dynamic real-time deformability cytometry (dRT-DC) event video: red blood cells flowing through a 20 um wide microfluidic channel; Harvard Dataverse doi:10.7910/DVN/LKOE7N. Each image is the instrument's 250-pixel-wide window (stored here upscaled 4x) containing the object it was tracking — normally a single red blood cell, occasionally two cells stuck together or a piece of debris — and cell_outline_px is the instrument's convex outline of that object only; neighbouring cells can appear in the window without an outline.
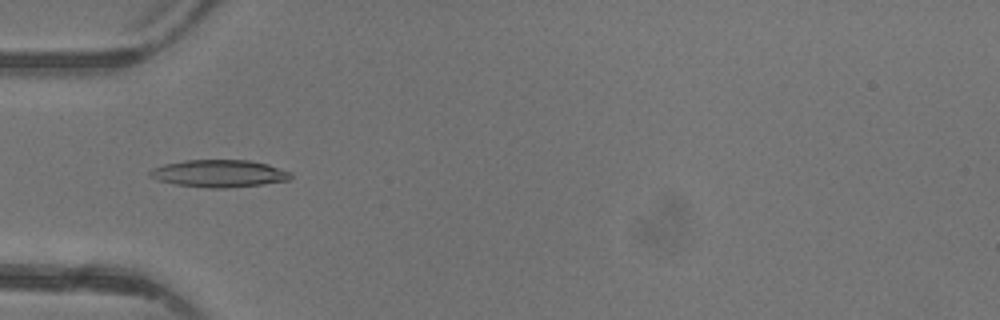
{"species": "common noctule bat (a hibernating species)", "species_latin": "Nyctalus noctula", "temperature_condition": "warm", "stored_images_in_passage": 4, "camera_frame_rate_fps": 3000, "um_per_image_px": 0.085, "animal": {"sex": "female"}, "frame": {"image": 1, "passage_image": 4, "time_ms": 3.333, "image_size_px": [1000, 320], "cell_outline_px": [[292, 176], [288, 180], [264, 184], [224, 188], [208, 188], [176, 184], [156, 180], [148, 172], [152, 168], [164, 164], [184, 160], [248, 160], [268, 164], [292, 172]], "centroid_in_image_um": [18.63, 14.74], "position_along_channel_um": 66.4, "area_um2": 22.43}}